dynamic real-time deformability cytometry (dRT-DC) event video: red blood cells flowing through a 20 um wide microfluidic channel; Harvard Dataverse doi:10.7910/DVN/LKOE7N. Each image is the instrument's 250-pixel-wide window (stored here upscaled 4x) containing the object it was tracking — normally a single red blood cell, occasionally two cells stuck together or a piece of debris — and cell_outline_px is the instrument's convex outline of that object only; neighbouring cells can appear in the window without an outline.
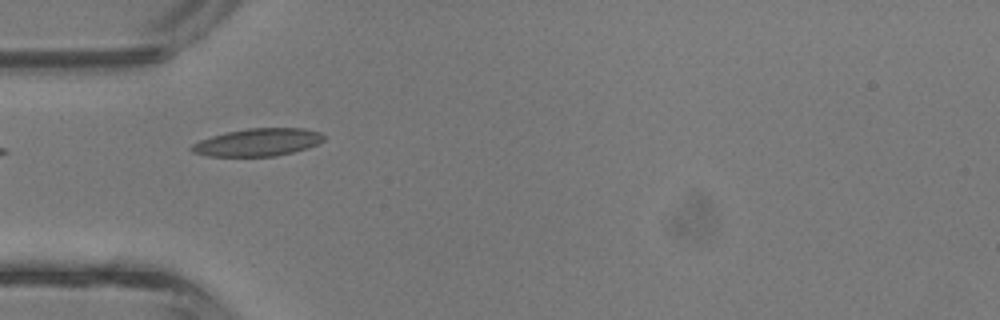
{"species": "common noctule bat (a hibernating species)", "species_latin": "Nyctalus noctula", "temperature_condition": "room temperature", "stored_images_in_passage": 12, "camera_frame_rate_fps": 3000, "um_per_image_px": 0.085, "animal": {"sex": "male", "body_mass_g": 13.3}, "frame": {"image": 1, "passage_image": 1, "time_ms": 0.0, "image_size_px": [1000, 320], "cell_outline_px": [[324, 140], [308, 148], [276, 156], [208, 156], [192, 152], [188, 148], [192, 144], [200, 140], [212, 136], [228, 132], [248, 128], [304, 128], [320, 132], [324, 136]], "centroid_in_image_um": [21.9, 12.09], "position_along_channel_um": 63.1, "area_um2": 21.21}}
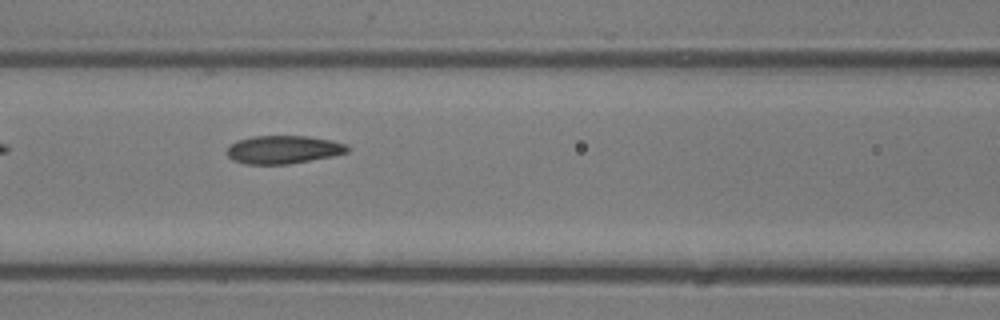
{"frame": {"image": 2, "passage_image": 6, "time_ms": 1.667, "image_size_px": [1000, 320], "cell_outline_px": [[348, 152], [332, 156], [288, 164], [244, 164], [232, 160], [228, 156], [228, 148], [236, 140], [252, 136], [308, 136], [332, 140], [348, 144]], "centroid_in_image_um": [24.09, 12.71], "position_along_channel_um": 142.5, "area_um2": 19.77}}
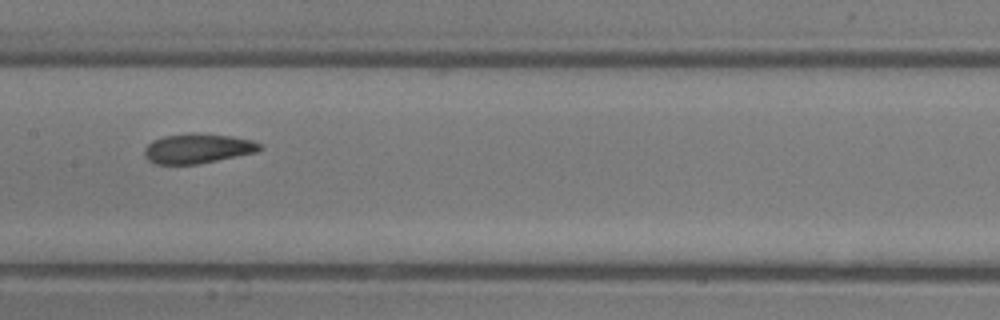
{"frame": {"image": 3, "passage_image": 9, "time_ms": 2.667, "image_size_px": [1000, 320], "cell_outline_px": [[264, 148], [256, 152], [196, 164], [156, 164], [148, 160], [144, 156], [144, 148], [152, 140], [164, 136], [192, 132], [232, 136], [252, 140], [260, 144]], "centroid_in_image_um": [16.78, 12.61], "position_along_channel_um": 190.6, "area_um2": 20.0}}